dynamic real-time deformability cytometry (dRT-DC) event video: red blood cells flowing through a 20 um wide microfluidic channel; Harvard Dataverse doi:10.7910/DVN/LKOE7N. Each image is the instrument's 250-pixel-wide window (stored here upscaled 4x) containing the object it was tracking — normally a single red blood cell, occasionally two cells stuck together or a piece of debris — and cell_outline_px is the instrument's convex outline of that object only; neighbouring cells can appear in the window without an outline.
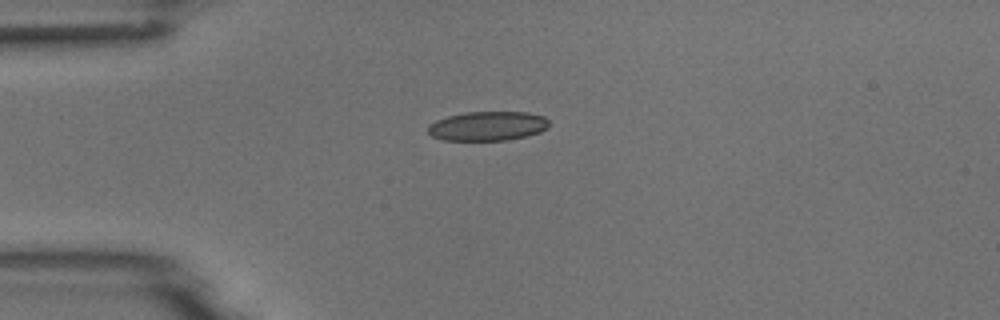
{"species": "common noctule bat (a hibernating species)", "species_latin": "Nyctalus noctula", "temperature_condition": "room temperature", "stored_images_in_passage": 3, "camera_frame_rate_fps": 3000, "um_per_image_px": 0.085, "animal": {"sex": "male", "body_mass_g": 18.8}, "frame": {"image": 1, "passage_image": 1, "time_ms": 0.0, "image_size_px": [1000, 320], "cell_outline_px": [[548, 128], [540, 132], [528, 136], [508, 140], [444, 140], [432, 136], [428, 132], [428, 124], [436, 120], [448, 116], [464, 112], [528, 112], [544, 116], [548, 120]], "centroid_in_image_um": [41.46, 10.71], "position_along_channel_um": 43.5, "area_um2": 20.81}}